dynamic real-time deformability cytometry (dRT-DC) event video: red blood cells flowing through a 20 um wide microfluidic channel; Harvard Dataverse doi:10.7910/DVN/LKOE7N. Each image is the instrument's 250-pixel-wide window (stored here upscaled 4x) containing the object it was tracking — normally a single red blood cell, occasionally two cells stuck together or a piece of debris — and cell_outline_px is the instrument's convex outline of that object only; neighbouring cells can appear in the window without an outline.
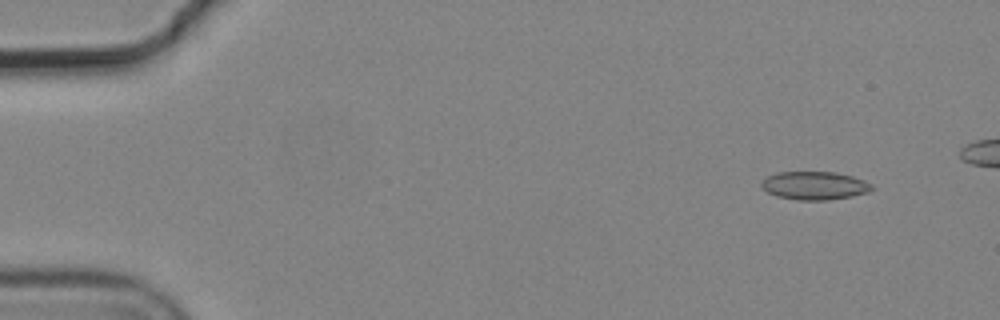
{"species": "common noctule bat (a hibernating species)", "species_latin": "Nyctalus noctula", "temperature_condition": "cold", "stored_images_in_passage": 5, "camera_frame_rate_fps": 3000, "um_per_image_px": 0.085, "animal": {"sex": "male", "body_mass_g": 19.2, "forearm_length_mm": 51.8}, "frame": {"image": 1, "passage_image": 1, "time_ms": 0.0, "image_size_px": [1000, 320], "cell_outline_px": [[876, 188], [868, 192], [852, 196], [828, 200], [796, 200], [776, 196], [768, 192], [760, 184], [760, 180], [776, 172], [836, 172], [852, 176], [864, 180], [872, 184]], "centroid_in_image_um": [69.25, 15.77], "position_along_channel_um": 15.8, "area_um2": 18.32}}